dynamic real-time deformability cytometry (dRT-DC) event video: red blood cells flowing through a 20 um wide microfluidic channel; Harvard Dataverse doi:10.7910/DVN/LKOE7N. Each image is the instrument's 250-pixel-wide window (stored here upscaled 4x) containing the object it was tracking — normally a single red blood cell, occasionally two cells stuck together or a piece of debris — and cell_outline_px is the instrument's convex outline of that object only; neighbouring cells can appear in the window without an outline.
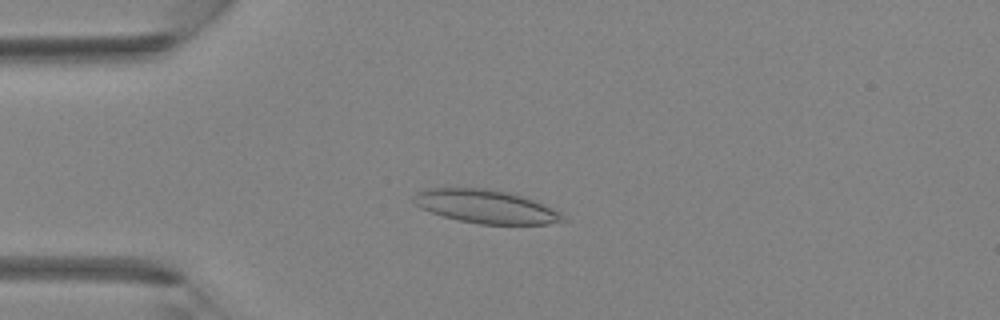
{"species": "Egyptian fruit bat (a non-hibernating species)", "species_latin": "Rousettus aegyptiacus", "temperature_condition": "room temperature", "stored_images_in_passage": 39, "camera_frame_rate_fps": 3000, "um_per_image_px": 0.085, "animal": {"sex": "female"}, "frame": {"image": 1, "passage_image": 9, "time_ms": 2.667, "image_size_px": [1000, 320], "cell_outline_px": [[568, 220], [548, 224], [480, 224], [460, 220], [444, 216], [420, 208], [412, 200], [412, 196], [416, 192], [424, 188], [484, 188], [508, 192], [524, 196], [544, 204], [560, 212]], "centroid_in_image_um": [41.3, 17.55], "position_along_channel_um": 43.7, "area_um2": 29.07}}
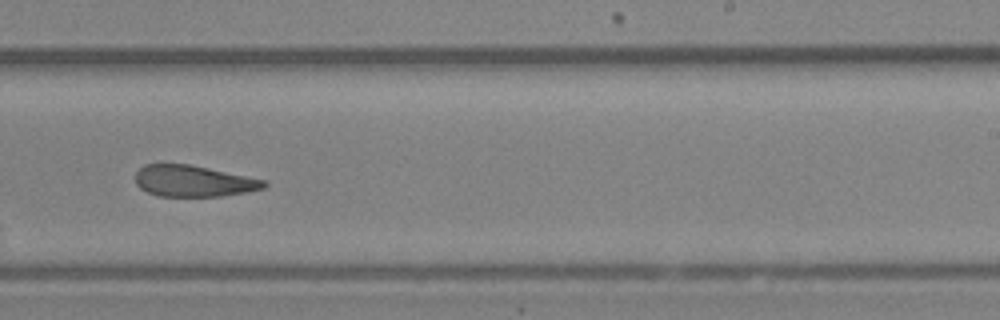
{"frame": {"image": 2, "passage_image": 24, "time_ms": 7.667, "image_size_px": [1000, 320], "cell_outline_px": [[268, 184], [264, 188], [244, 192], [220, 196], [160, 196], [148, 192], [140, 188], [136, 184], [136, 172], [144, 164], [188, 164], [268, 180]], "centroid_in_image_um": [16.46, 15.38], "position_along_channel_um": 272.5, "area_um2": 23.35}}
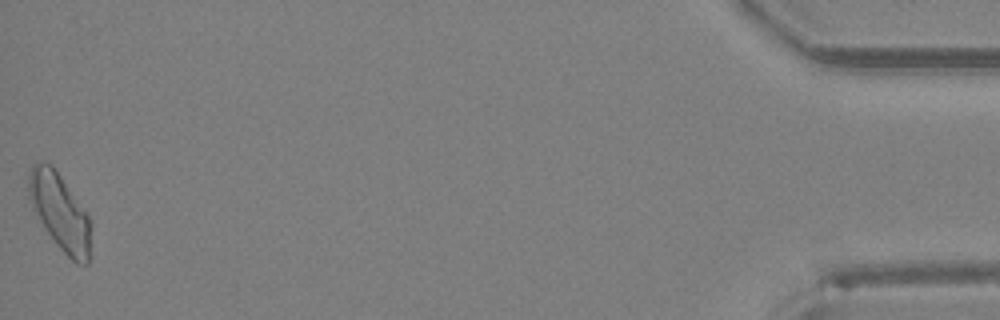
{"frame": {"image": 3, "passage_image": 39, "time_ms": 12.667, "image_size_px": [1000, 320], "cell_outline_px": [[92, 228], [88, 264], [76, 264], [60, 248], [44, 228], [32, 208], [28, 196], [28, 176], [32, 164], [44, 160], [52, 164], [88, 216], [92, 224]], "centroid_in_image_um": [5.08, 18.0], "position_along_channel_um": 430.1, "area_um2": 27.74}}